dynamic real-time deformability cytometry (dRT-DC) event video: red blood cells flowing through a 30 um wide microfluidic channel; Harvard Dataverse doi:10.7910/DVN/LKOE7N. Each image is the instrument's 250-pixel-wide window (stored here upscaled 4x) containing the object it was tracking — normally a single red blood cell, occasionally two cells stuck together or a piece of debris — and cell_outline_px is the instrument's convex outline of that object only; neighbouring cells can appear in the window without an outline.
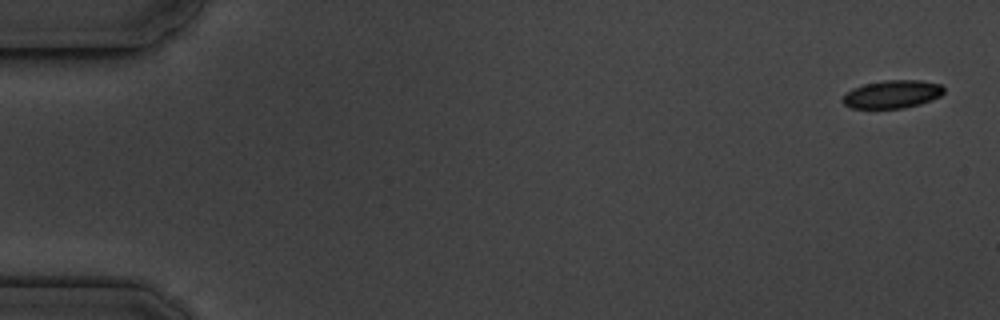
{"species": "common noctule bat (a hibernating species)", "species_latin": "Nyctalus noctula", "temperature_condition": "cold", "stored_images_in_passage": 6, "camera_frame_rate_fps": 3000, "um_per_image_px": 0.085, "animal": {"sex": "male", "body_mass_g": 19.5, "forearm_length_mm": 54.6}, "frame": {"image": 1, "passage_image": 1, "time_ms": 0.0, "image_size_px": [1000, 320], "cell_outline_px": [[944, 92], [940, 96], [932, 100], [920, 104], [904, 108], [852, 108], [844, 104], [840, 100], [852, 88], [864, 84], [884, 80], [920, 80], [940, 84], [944, 88]], "centroid_in_image_um": [75.85, 8.01], "position_along_channel_um": 9.2, "area_um2": 16.53}}
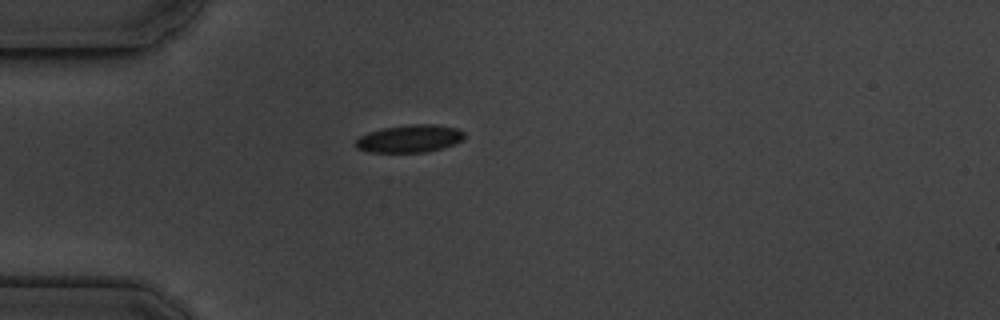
{"frame": {"image": 2, "passage_image": 5, "time_ms": 4.667, "image_size_px": [1000, 320], "cell_outline_px": [[464, 140], [440, 148], [424, 152], [368, 152], [356, 148], [356, 140], [360, 136], [368, 132], [384, 128], [408, 124], [432, 124], [456, 128], [464, 132]], "centroid_in_image_um": [34.8, 11.78], "position_along_channel_um": 50.2, "area_um2": 17.34}}